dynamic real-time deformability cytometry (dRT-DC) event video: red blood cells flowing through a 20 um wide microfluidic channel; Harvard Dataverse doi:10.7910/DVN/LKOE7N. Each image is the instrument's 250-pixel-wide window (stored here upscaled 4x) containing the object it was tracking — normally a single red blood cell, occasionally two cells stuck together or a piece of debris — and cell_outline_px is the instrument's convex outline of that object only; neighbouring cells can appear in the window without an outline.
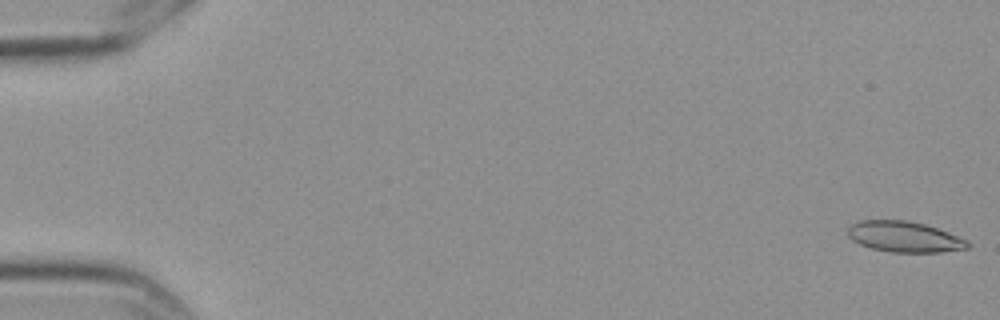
{"species": "Egyptian fruit bat (a non-hibernating species)", "species_latin": "Rousettus aegyptiacus", "temperature_condition": "cold", "stored_images_in_passage": 5, "camera_frame_rate_fps": 3000, "um_per_image_px": 0.085, "frame": {"image": 1, "passage_image": 1, "time_ms": 0.0, "image_size_px": [1000, 320], "cell_outline_px": [[972, 244], [968, 248], [944, 252], [888, 252], [872, 248], [860, 244], [852, 240], [848, 236], [848, 228], [852, 224], [860, 220], [908, 220], [924, 224], [948, 232], [968, 240]], "centroid_in_image_um": [76.89, 20.13], "position_along_channel_um": 8.1, "area_um2": 21.56}}
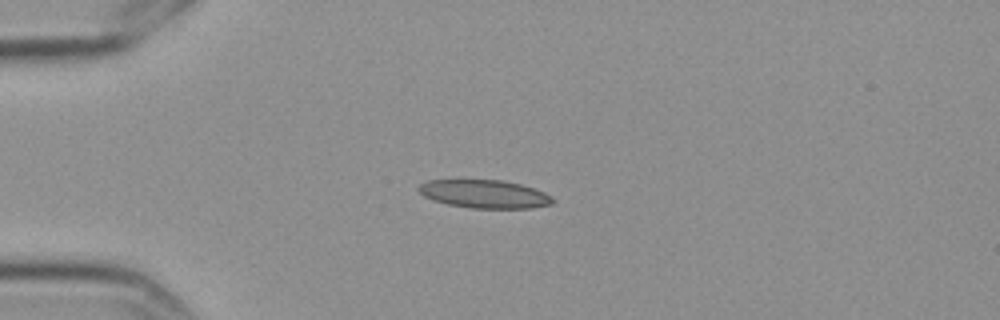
{"frame": {"image": 2, "passage_image": 4, "time_ms": 1.0, "image_size_px": [1000, 320], "cell_outline_px": [[552, 204], [532, 208], [472, 208], [448, 204], [432, 200], [424, 196], [416, 188], [420, 184], [428, 180], [500, 180], [520, 184], [544, 192], [552, 196]], "centroid_in_image_um": [41.16, 16.49], "position_along_channel_um": 43.8, "area_um2": 21.91}}